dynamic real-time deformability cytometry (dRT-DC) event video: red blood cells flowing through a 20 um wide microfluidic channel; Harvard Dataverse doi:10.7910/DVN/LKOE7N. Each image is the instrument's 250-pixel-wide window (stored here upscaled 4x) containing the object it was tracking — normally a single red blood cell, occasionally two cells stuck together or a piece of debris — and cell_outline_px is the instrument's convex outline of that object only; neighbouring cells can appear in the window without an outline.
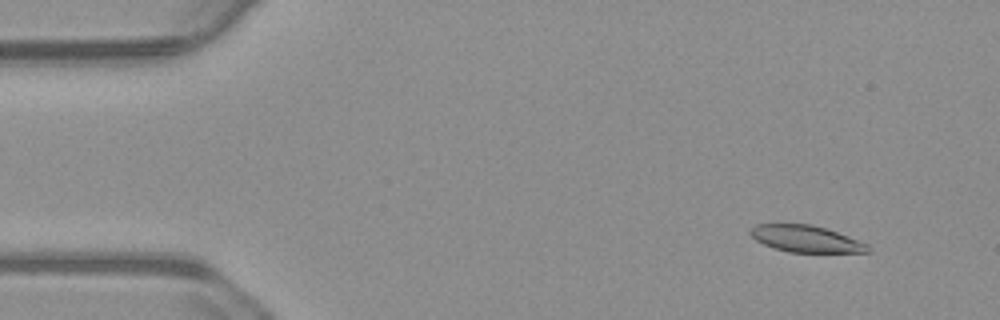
{"species": "common noctule bat (a hibernating species)", "species_latin": "Nyctalus noctula", "temperature_condition": "warm", "stored_images_in_passage": 55, "camera_frame_rate_fps": 3000, "um_per_image_px": 0.085, "animal": {"sex": "male", "body_mass_g": 23.1, "forearm_length_mm": 52.7}, "frame": {"image": 1, "passage_image": 5, "time_ms": 1.333, "image_size_px": [1000, 320], "cell_outline_px": [[872, 252], [788, 252], [764, 244], [756, 240], [748, 232], [756, 224], [812, 224], [836, 232], [868, 244]], "centroid_in_image_um": [68.5, 20.3], "position_along_channel_um": 16.5, "area_um2": 18.03}}
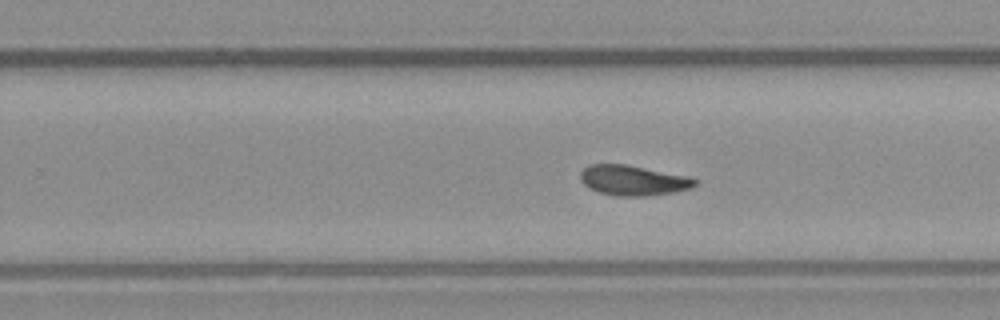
{"frame": {"image": 2, "passage_image": 34, "time_ms": 11.0, "image_size_px": [1000, 320], "cell_outline_px": [[696, 184], [692, 188], [676, 192], [644, 196], [616, 196], [600, 192], [588, 188], [580, 180], [580, 172], [588, 164], [624, 164], [688, 176], [696, 180]], "centroid_in_image_um": [53.79, 15.33], "position_along_channel_um": 276.0, "area_um2": 20.11}}
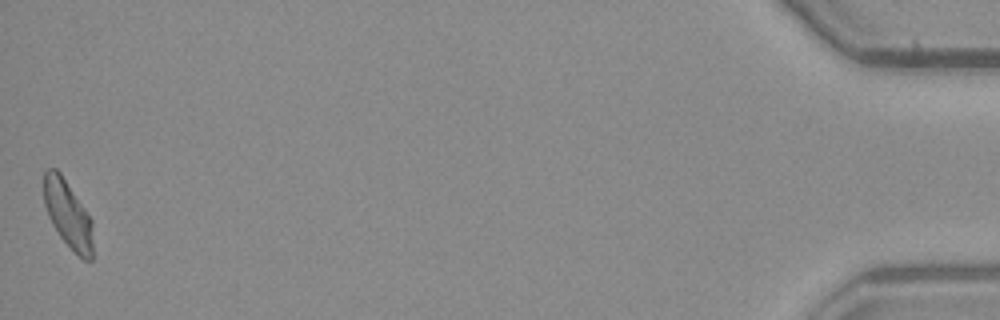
{"frame": {"image": 3, "passage_image": 55, "time_ms": 18.0, "image_size_px": [1000, 320], "cell_outline_px": [[92, 260], [84, 260], [60, 236], [52, 224], [48, 216], [44, 204], [44, 168], [56, 168], [60, 172], [92, 220]], "centroid_in_image_um": [5.75, 18.17], "position_along_channel_um": 429.5, "area_um2": 18.96}, "authors_computed_cell_mechanics": {"area_um2": 19.7676, "velocity_mm_per_s": 3.6983, "shape_relaxation_time_tau1_ms": null, "shape_relaxation_time_tau2_ms": 3.5618, "deformation_change_tau1": null, "deformation_change_tau2": 0.0906}}